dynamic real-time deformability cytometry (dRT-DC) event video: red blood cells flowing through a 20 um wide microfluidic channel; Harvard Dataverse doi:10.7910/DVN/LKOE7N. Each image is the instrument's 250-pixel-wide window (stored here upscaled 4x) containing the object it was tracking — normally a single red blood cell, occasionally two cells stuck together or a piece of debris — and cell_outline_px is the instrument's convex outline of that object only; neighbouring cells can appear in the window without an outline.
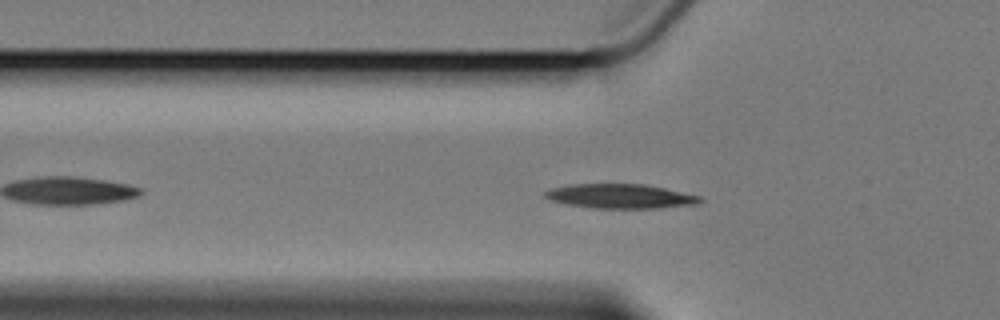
{"species": "Egyptian fruit bat (a non-hibernating species)", "species_latin": "Rousettus aegyptiacus", "temperature_condition": "cold", "stored_images_in_passage": 48, "camera_frame_rate_fps": 3000, "um_per_image_px": 0.085, "animal": {"sex": "female"}, "frame": {"image": 1, "passage_image": 8, "time_ms": 2.333, "image_size_px": [1000, 320], "cell_outline_px": [[704, 200], [700, 204], [660, 208], [592, 208], [564, 204], [548, 200], [544, 196], [544, 192], [548, 188], [572, 184], [644, 184], [664, 188], [700, 196]], "centroid_in_image_um": [52.7, 16.68], "position_along_channel_um": 73.1, "area_um2": 22.31}}
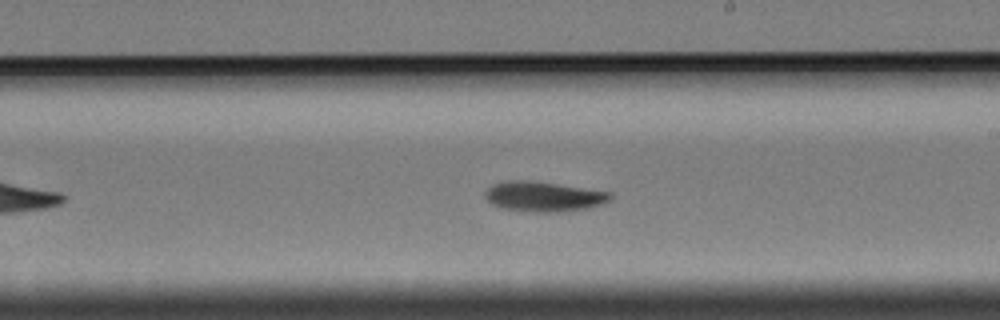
{"frame": {"image": 2, "passage_image": 23, "time_ms": 7.333, "image_size_px": [1000, 320], "cell_outline_px": [[612, 200], [604, 204], [588, 208], [560, 212], [532, 212], [500, 208], [492, 204], [484, 196], [484, 192], [492, 184], [512, 180], [528, 180], [612, 192]], "centroid_in_image_um": [46.22, 16.71], "position_along_channel_um": 242.8, "area_um2": 22.02}}
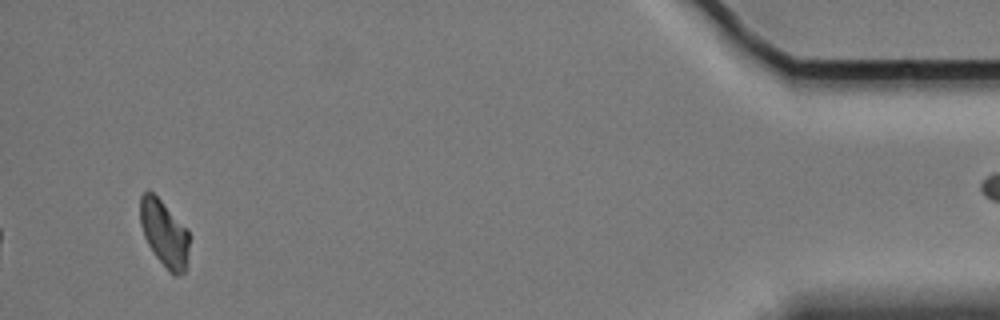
{"frame": {"image": 3, "passage_image": 45, "time_ms": 14.667, "image_size_px": [1000, 320], "cell_outline_px": [[192, 236], [184, 272], [176, 276], [156, 256], [148, 244], [144, 236], [140, 224], [140, 196], [144, 192], [152, 192], [188, 228]], "centroid_in_image_um": [14.0, 19.81], "position_along_channel_um": 421.2, "area_um2": 18.96}}